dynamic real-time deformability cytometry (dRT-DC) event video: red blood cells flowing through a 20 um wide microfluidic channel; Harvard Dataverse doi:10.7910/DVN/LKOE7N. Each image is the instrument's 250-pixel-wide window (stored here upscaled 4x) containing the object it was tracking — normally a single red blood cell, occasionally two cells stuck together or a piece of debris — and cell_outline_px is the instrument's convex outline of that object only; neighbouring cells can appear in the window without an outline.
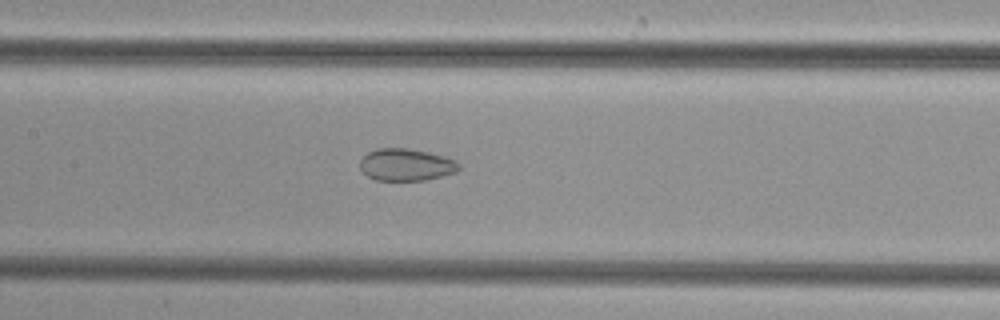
{"species": "common noctule bat (a hibernating species)", "species_latin": "Nyctalus noctula", "temperature_condition": "cold", "stored_images_in_passage": 40, "camera_frame_rate_fps": 3000, "um_per_image_px": 0.085, "animal": {"sex": "female", "body_mass_g": 29.2, "forearm_length_mm": 56.3}, "frame": {"image": 1, "passage_image": 14, "time_ms": 4.333, "image_size_px": [1000, 320], "cell_outline_px": [[460, 168], [456, 172], [424, 180], [376, 180], [368, 176], [360, 168], [360, 160], [368, 152], [376, 148], [408, 148], [428, 152], [444, 156], [456, 160], [460, 164]], "centroid_in_image_um": [34.52, 13.99], "position_along_channel_um": 172.9, "area_um2": 18.5}}
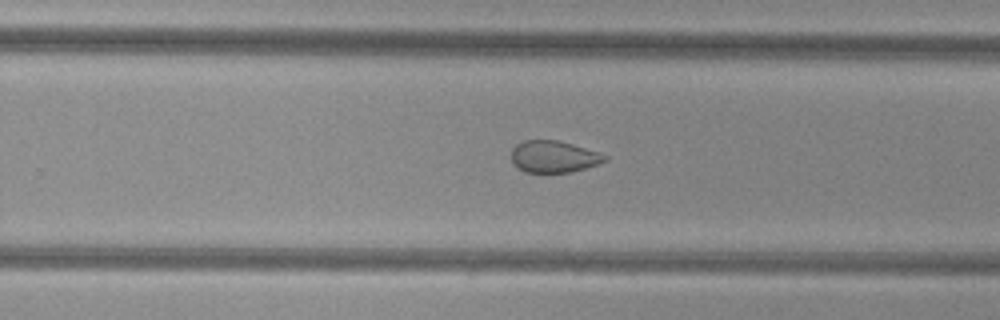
{"frame": {"image": 2, "passage_image": 22, "time_ms": 7.0, "image_size_px": [1000, 320], "cell_outline_px": [[608, 160], [572, 172], [524, 172], [516, 168], [512, 164], [512, 148], [516, 144], [524, 140], [560, 140], [600, 152], [608, 156]], "centroid_in_image_um": [47.05, 13.31], "position_along_channel_um": 282.7, "area_um2": 17.51}}
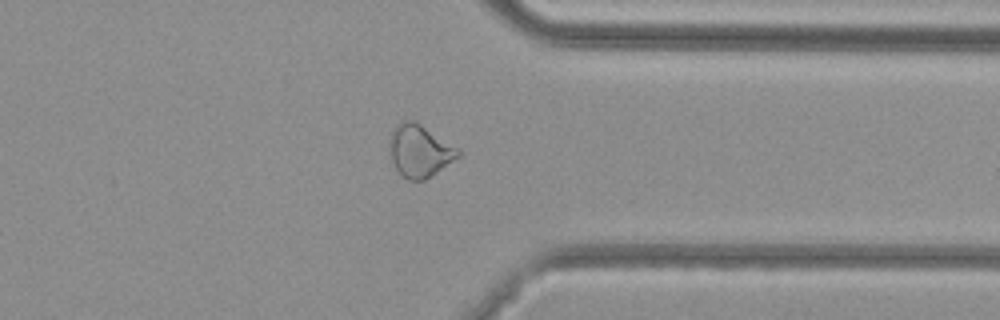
{"frame": {"image": 3, "passage_image": 29, "time_ms": 9.333, "image_size_px": [1000, 320], "cell_outline_px": [[460, 156], [424, 180], [408, 180], [396, 168], [392, 160], [388, 148], [388, 140], [392, 128], [396, 124], [404, 120], [416, 120], [456, 148], [460, 152]], "centroid_in_image_um": [35.61, 12.79], "position_along_channel_um": 375.8, "area_um2": 20.75}}